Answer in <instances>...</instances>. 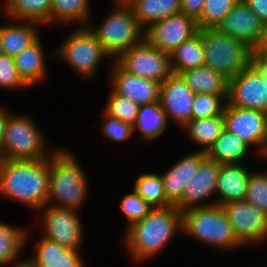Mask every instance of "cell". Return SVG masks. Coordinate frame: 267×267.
<instances>
[{
  "label": "cell",
  "instance_id": "1",
  "mask_svg": "<svg viewBox=\"0 0 267 267\" xmlns=\"http://www.w3.org/2000/svg\"><path fill=\"white\" fill-rule=\"evenodd\" d=\"M49 157L40 160H0V195L39 211L47 205Z\"/></svg>",
  "mask_w": 267,
  "mask_h": 267
},
{
  "label": "cell",
  "instance_id": "2",
  "mask_svg": "<svg viewBox=\"0 0 267 267\" xmlns=\"http://www.w3.org/2000/svg\"><path fill=\"white\" fill-rule=\"evenodd\" d=\"M127 228V250L137 262L145 261L158 254L178 229L182 230V212L176 206L153 208L143 220Z\"/></svg>",
  "mask_w": 267,
  "mask_h": 267
},
{
  "label": "cell",
  "instance_id": "3",
  "mask_svg": "<svg viewBox=\"0 0 267 267\" xmlns=\"http://www.w3.org/2000/svg\"><path fill=\"white\" fill-rule=\"evenodd\" d=\"M74 154L57 149L49 156V194L47 205L80 211L88 191V178ZM52 201V202H51ZM50 202V203H49ZM58 203V204H57Z\"/></svg>",
  "mask_w": 267,
  "mask_h": 267
},
{
  "label": "cell",
  "instance_id": "4",
  "mask_svg": "<svg viewBox=\"0 0 267 267\" xmlns=\"http://www.w3.org/2000/svg\"><path fill=\"white\" fill-rule=\"evenodd\" d=\"M181 232L220 250L243 246L234 235L223 208L217 204L190 208L182 212Z\"/></svg>",
  "mask_w": 267,
  "mask_h": 267
},
{
  "label": "cell",
  "instance_id": "5",
  "mask_svg": "<svg viewBox=\"0 0 267 267\" xmlns=\"http://www.w3.org/2000/svg\"><path fill=\"white\" fill-rule=\"evenodd\" d=\"M201 35L205 66L222 74L228 80L251 63L253 49L218 28L198 29Z\"/></svg>",
  "mask_w": 267,
  "mask_h": 267
},
{
  "label": "cell",
  "instance_id": "6",
  "mask_svg": "<svg viewBox=\"0 0 267 267\" xmlns=\"http://www.w3.org/2000/svg\"><path fill=\"white\" fill-rule=\"evenodd\" d=\"M114 5L103 23L95 28L88 27L110 58L117 59L145 39V30L126 3L115 2Z\"/></svg>",
  "mask_w": 267,
  "mask_h": 267
},
{
  "label": "cell",
  "instance_id": "7",
  "mask_svg": "<svg viewBox=\"0 0 267 267\" xmlns=\"http://www.w3.org/2000/svg\"><path fill=\"white\" fill-rule=\"evenodd\" d=\"M44 134L30 117L9 116L0 149V160H40L50 156Z\"/></svg>",
  "mask_w": 267,
  "mask_h": 267
},
{
  "label": "cell",
  "instance_id": "8",
  "mask_svg": "<svg viewBox=\"0 0 267 267\" xmlns=\"http://www.w3.org/2000/svg\"><path fill=\"white\" fill-rule=\"evenodd\" d=\"M53 53L85 79L95 76L104 57L110 58L88 26H80L71 32Z\"/></svg>",
  "mask_w": 267,
  "mask_h": 267
},
{
  "label": "cell",
  "instance_id": "9",
  "mask_svg": "<svg viewBox=\"0 0 267 267\" xmlns=\"http://www.w3.org/2000/svg\"><path fill=\"white\" fill-rule=\"evenodd\" d=\"M125 71L162 83L172 74L170 55L144 39L115 60Z\"/></svg>",
  "mask_w": 267,
  "mask_h": 267
},
{
  "label": "cell",
  "instance_id": "10",
  "mask_svg": "<svg viewBox=\"0 0 267 267\" xmlns=\"http://www.w3.org/2000/svg\"><path fill=\"white\" fill-rule=\"evenodd\" d=\"M223 116L225 130L235 134L250 147L256 146L260 156L267 158V113L226 103Z\"/></svg>",
  "mask_w": 267,
  "mask_h": 267
},
{
  "label": "cell",
  "instance_id": "11",
  "mask_svg": "<svg viewBox=\"0 0 267 267\" xmlns=\"http://www.w3.org/2000/svg\"><path fill=\"white\" fill-rule=\"evenodd\" d=\"M237 240L245 246L267 239V214L247 200L221 205ZM266 238V239H265Z\"/></svg>",
  "mask_w": 267,
  "mask_h": 267
},
{
  "label": "cell",
  "instance_id": "12",
  "mask_svg": "<svg viewBox=\"0 0 267 267\" xmlns=\"http://www.w3.org/2000/svg\"><path fill=\"white\" fill-rule=\"evenodd\" d=\"M226 103L267 113V82L251 63L228 80Z\"/></svg>",
  "mask_w": 267,
  "mask_h": 267
},
{
  "label": "cell",
  "instance_id": "13",
  "mask_svg": "<svg viewBox=\"0 0 267 267\" xmlns=\"http://www.w3.org/2000/svg\"><path fill=\"white\" fill-rule=\"evenodd\" d=\"M196 20L184 13L159 20L145 30V39L157 49L171 54L198 32Z\"/></svg>",
  "mask_w": 267,
  "mask_h": 267
},
{
  "label": "cell",
  "instance_id": "14",
  "mask_svg": "<svg viewBox=\"0 0 267 267\" xmlns=\"http://www.w3.org/2000/svg\"><path fill=\"white\" fill-rule=\"evenodd\" d=\"M45 211L42 217L44 238L60 245L78 250L83 242L81 220L75 210L57 208L46 205L40 211Z\"/></svg>",
  "mask_w": 267,
  "mask_h": 267
},
{
  "label": "cell",
  "instance_id": "15",
  "mask_svg": "<svg viewBox=\"0 0 267 267\" xmlns=\"http://www.w3.org/2000/svg\"><path fill=\"white\" fill-rule=\"evenodd\" d=\"M194 96L180 74L172 73L167 77L161 83L159 100L167 120L171 117L181 127L192 120Z\"/></svg>",
  "mask_w": 267,
  "mask_h": 267
},
{
  "label": "cell",
  "instance_id": "16",
  "mask_svg": "<svg viewBox=\"0 0 267 267\" xmlns=\"http://www.w3.org/2000/svg\"><path fill=\"white\" fill-rule=\"evenodd\" d=\"M218 29L252 49L267 33V27L243 0L230 10Z\"/></svg>",
  "mask_w": 267,
  "mask_h": 267
},
{
  "label": "cell",
  "instance_id": "17",
  "mask_svg": "<svg viewBox=\"0 0 267 267\" xmlns=\"http://www.w3.org/2000/svg\"><path fill=\"white\" fill-rule=\"evenodd\" d=\"M220 165L221 163H218L207 156L202 160L198 172H196L191 181L188 182L184 189L181 201L176 205L180 212H184L190 208L214 205L213 203L209 204L207 202L205 204L204 201L205 199L210 198L216 191Z\"/></svg>",
  "mask_w": 267,
  "mask_h": 267
},
{
  "label": "cell",
  "instance_id": "18",
  "mask_svg": "<svg viewBox=\"0 0 267 267\" xmlns=\"http://www.w3.org/2000/svg\"><path fill=\"white\" fill-rule=\"evenodd\" d=\"M111 77V89L142 106L160 100L161 83L130 74L116 61Z\"/></svg>",
  "mask_w": 267,
  "mask_h": 267
},
{
  "label": "cell",
  "instance_id": "19",
  "mask_svg": "<svg viewBox=\"0 0 267 267\" xmlns=\"http://www.w3.org/2000/svg\"><path fill=\"white\" fill-rule=\"evenodd\" d=\"M206 152L199 150L195 153L182 157L164 174H161L167 202L176 206L182 198L184 189L189 181L198 172Z\"/></svg>",
  "mask_w": 267,
  "mask_h": 267
},
{
  "label": "cell",
  "instance_id": "20",
  "mask_svg": "<svg viewBox=\"0 0 267 267\" xmlns=\"http://www.w3.org/2000/svg\"><path fill=\"white\" fill-rule=\"evenodd\" d=\"M251 172L241 163L221 164L215 191L219 198L214 199L212 203L223 205L244 200Z\"/></svg>",
  "mask_w": 267,
  "mask_h": 267
},
{
  "label": "cell",
  "instance_id": "21",
  "mask_svg": "<svg viewBox=\"0 0 267 267\" xmlns=\"http://www.w3.org/2000/svg\"><path fill=\"white\" fill-rule=\"evenodd\" d=\"M78 250L42 237L35 255L28 260L34 267H84Z\"/></svg>",
  "mask_w": 267,
  "mask_h": 267
},
{
  "label": "cell",
  "instance_id": "22",
  "mask_svg": "<svg viewBox=\"0 0 267 267\" xmlns=\"http://www.w3.org/2000/svg\"><path fill=\"white\" fill-rule=\"evenodd\" d=\"M13 58L20 77L29 87L45 78L46 58L40 37Z\"/></svg>",
  "mask_w": 267,
  "mask_h": 267
},
{
  "label": "cell",
  "instance_id": "23",
  "mask_svg": "<svg viewBox=\"0 0 267 267\" xmlns=\"http://www.w3.org/2000/svg\"><path fill=\"white\" fill-rule=\"evenodd\" d=\"M126 4L144 30L159 20L181 13V0H130Z\"/></svg>",
  "mask_w": 267,
  "mask_h": 267
},
{
  "label": "cell",
  "instance_id": "24",
  "mask_svg": "<svg viewBox=\"0 0 267 267\" xmlns=\"http://www.w3.org/2000/svg\"><path fill=\"white\" fill-rule=\"evenodd\" d=\"M194 93L215 94L227 101L228 79L204 66L187 69L180 73Z\"/></svg>",
  "mask_w": 267,
  "mask_h": 267
},
{
  "label": "cell",
  "instance_id": "25",
  "mask_svg": "<svg viewBox=\"0 0 267 267\" xmlns=\"http://www.w3.org/2000/svg\"><path fill=\"white\" fill-rule=\"evenodd\" d=\"M35 22L25 21L17 25H1L0 41L4 54L14 57L34 43L40 36Z\"/></svg>",
  "mask_w": 267,
  "mask_h": 267
},
{
  "label": "cell",
  "instance_id": "26",
  "mask_svg": "<svg viewBox=\"0 0 267 267\" xmlns=\"http://www.w3.org/2000/svg\"><path fill=\"white\" fill-rule=\"evenodd\" d=\"M6 15L11 20L30 21L40 25L51 23V0H5Z\"/></svg>",
  "mask_w": 267,
  "mask_h": 267
},
{
  "label": "cell",
  "instance_id": "27",
  "mask_svg": "<svg viewBox=\"0 0 267 267\" xmlns=\"http://www.w3.org/2000/svg\"><path fill=\"white\" fill-rule=\"evenodd\" d=\"M251 147L235 134L224 130L206 151V156L221 164L240 163Z\"/></svg>",
  "mask_w": 267,
  "mask_h": 267
},
{
  "label": "cell",
  "instance_id": "28",
  "mask_svg": "<svg viewBox=\"0 0 267 267\" xmlns=\"http://www.w3.org/2000/svg\"><path fill=\"white\" fill-rule=\"evenodd\" d=\"M204 65L205 57L199 32L184 41L170 54L171 71L175 74Z\"/></svg>",
  "mask_w": 267,
  "mask_h": 267
},
{
  "label": "cell",
  "instance_id": "29",
  "mask_svg": "<svg viewBox=\"0 0 267 267\" xmlns=\"http://www.w3.org/2000/svg\"><path fill=\"white\" fill-rule=\"evenodd\" d=\"M168 124L166 114L160 101L142 105L139 107L133 131L138 128L144 140H154L165 132Z\"/></svg>",
  "mask_w": 267,
  "mask_h": 267
},
{
  "label": "cell",
  "instance_id": "30",
  "mask_svg": "<svg viewBox=\"0 0 267 267\" xmlns=\"http://www.w3.org/2000/svg\"><path fill=\"white\" fill-rule=\"evenodd\" d=\"M183 128L187 130L190 140L204 147L200 150L206 152L225 130L224 116L222 114L209 118L192 119Z\"/></svg>",
  "mask_w": 267,
  "mask_h": 267
},
{
  "label": "cell",
  "instance_id": "31",
  "mask_svg": "<svg viewBox=\"0 0 267 267\" xmlns=\"http://www.w3.org/2000/svg\"><path fill=\"white\" fill-rule=\"evenodd\" d=\"M27 229L0 222V267L17 261L28 241Z\"/></svg>",
  "mask_w": 267,
  "mask_h": 267
},
{
  "label": "cell",
  "instance_id": "32",
  "mask_svg": "<svg viewBox=\"0 0 267 267\" xmlns=\"http://www.w3.org/2000/svg\"><path fill=\"white\" fill-rule=\"evenodd\" d=\"M89 4V0H51V23L79 21L81 26H87L91 16Z\"/></svg>",
  "mask_w": 267,
  "mask_h": 267
},
{
  "label": "cell",
  "instance_id": "33",
  "mask_svg": "<svg viewBox=\"0 0 267 267\" xmlns=\"http://www.w3.org/2000/svg\"><path fill=\"white\" fill-rule=\"evenodd\" d=\"M133 186V190L151 207L165 208L171 206L165 196L161 174L145 173L140 175Z\"/></svg>",
  "mask_w": 267,
  "mask_h": 267
},
{
  "label": "cell",
  "instance_id": "34",
  "mask_svg": "<svg viewBox=\"0 0 267 267\" xmlns=\"http://www.w3.org/2000/svg\"><path fill=\"white\" fill-rule=\"evenodd\" d=\"M242 0H205L202 13L196 20L198 28H218L230 10Z\"/></svg>",
  "mask_w": 267,
  "mask_h": 267
},
{
  "label": "cell",
  "instance_id": "35",
  "mask_svg": "<svg viewBox=\"0 0 267 267\" xmlns=\"http://www.w3.org/2000/svg\"><path fill=\"white\" fill-rule=\"evenodd\" d=\"M109 95L104 112L110 117L117 118L133 126L140 106L128 98L120 96L113 89Z\"/></svg>",
  "mask_w": 267,
  "mask_h": 267
},
{
  "label": "cell",
  "instance_id": "36",
  "mask_svg": "<svg viewBox=\"0 0 267 267\" xmlns=\"http://www.w3.org/2000/svg\"><path fill=\"white\" fill-rule=\"evenodd\" d=\"M225 105L226 100L220 95L195 93L192 119H202L222 115Z\"/></svg>",
  "mask_w": 267,
  "mask_h": 267
},
{
  "label": "cell",
  "instance_id": "37",
  "mask_svg": "<svg viewBox=\"0 0 267 267\" xmlns=\"http://www.w3.org/2000/svg\"><path fill=\"white\" fill-rule=\"evenodd\" d=\"M267 172V171H266ZM252 172L246 190L245 200L267 214V173Z\"/></svg>",
  "mask_w": 267,
  "mask_h": 267
},
{
  "label": "cell",
  "instance_id": "38",
  "mask_svg": "<svg viewBox=\"0 0 267 267\" xmlns=\"http://www.w3.org/2000/svg\"><path fill=\"white\" fill-rule=\"evenodd\" d=\"M121 210L129 221L128 226L143 220L153 209L144 201L134 190L132 193L125 195L121 200Z\"/></svg>",
  "mask_w": 267,
  "mask_h": 267
},
{
  "label": "cell",
  "instance_id": "39",
  "mask_svg": "<svg viewBox=\"0 0 267 267\" xmlns=\"http://www.w3.org/2000/svg\"><path fill=\"white\" fill-rule=\"evenodd\" d=\"M0 87L9 90L29 87L20 77L14 58L6 54L0 56Z\"/></svg>",
  "mask_w": 267,
  "mask_h": 267
},
{
  "label": "cell",
  "instance_id": "40",
  "mask_svg": "<svg viewBox=\"0 0 267 267\" xmlns=\"http://www.w3.org/2000/svg\"><path fill=\"white\" fill-rule=\"evenodd\" d=\"M106 122L103 123L102 132L114 142H121L132 135L133 126L117 118L110 117L105 112L102 113Z\"/></svg>",
  "mask_w": 267,
  "mask_h": 267
},
{
  "label": "cell",
  "instance_id": "41",
  "mask_svg": "<svg viewBox=\"0 0 267 267\" xmlns=\"http://www.w3.org/2000/svg\"><path fill=\"white\" fill-rule=\"evenodd\" d=\"M205 0H181V13L197 20L204 6Z\"/></svg>",
  "mask_w": 267,
  "mask_h": 267
},
{
  "label": "cell",
  "instance_id": "42",
  "mask_svg": "<svg viewBox=\"0 0 267 267\" xmlns=\"http://www.w3.org/2000/svg\"><path fill=\"white\" fill-rule=\"evenodd\" d=\"M267 27V0H243Z\"/></svg>",
  "mask_w": 267,
  "mask_h": 267
},
{
  "label": "cell",
  "instance_id": "43",
  "mask_svg": "<svg viewBox=\"0 0 267 267\" xmlns=\"http://www.w3.org/2000/svg\"><path fill=\"white\" fill-rule=\"evenodd\" d=\"M252 57L259 64H267V33L253 48Z\"/></svg>",
  "mask_w": 267,
  "mask_h": 267
},
{
  "label": "cell",
  "instance_id": "44",
  "mask_svg": "<svg viewBox=\"0 0 267 267\" xmlns=\"http://www.w3.org/2000/svg\"><path fill=\"white\" fill-rule=\"evenodd\" d=\"M10 115L11 113H8L4 108L0 107V149L5 135L6 124Z\"/></svg>",
  "mask_w": 267,
  "mask_h": 267
},
{
  "label": "cell",
  "instance_id": "45",
  "mask_svg": "<svg viewBox=\"0 0 267 267\" xmlns=\"http://www.w3.org/2000/svg\"><path fill=\"white\" fill-rule=\"evenodd\" d=\"M251 64L259 71L261 77L267 82V64H259L253 57Z\"/></svg>",
  "mask_w": 267,
  "mask_h": 267
},
{
  "label": "cell",
  "instance_id": "46",
  "mask_svg": "<svg viewBox=\"0 0 267 267\" xmlns=\"http://www.w3.org/2000/svg\"><path fill=\"white\" fill-rule=\"evenodd\" d=\"M13 264H14V266H13ZM11 265L8 264L6 266H8V267H34L28 259H25L23 262H20L19 264L17 262L16 264L12 263Z\"/></svg>",
  "mask_w": 267,
  "mask_h": 267
},
{
  "label": "cell",
  "instance_id": "47",
  "mask_svg": "<svg viewBox=\"0 0 267 267\" xmlns=\"http://www.w3.org/2000/svg\"><path fill=\"white\" fill-rule=\"evenodd\" d=\"M129 1L130 0H115L114 2H116V3H127Z\"/></svg>",
  "mask_w": 267,
  "mask_h": 267
},
{
  "label": "cell",
  "instance_id": "48",
  "mask_svg": "<svg viewBox=\"0 0 267 267\" xmlns=\"http://www.w3.org/2000/svg\"><path fill=\"white\" fill-rule=\"evenodd\" d=\"M4 55V51H3V48H2V45H1V41H0V56Z\"/></svg>",
  "mask_w": 267,
  "mask_h": 267
}]
</instances>
